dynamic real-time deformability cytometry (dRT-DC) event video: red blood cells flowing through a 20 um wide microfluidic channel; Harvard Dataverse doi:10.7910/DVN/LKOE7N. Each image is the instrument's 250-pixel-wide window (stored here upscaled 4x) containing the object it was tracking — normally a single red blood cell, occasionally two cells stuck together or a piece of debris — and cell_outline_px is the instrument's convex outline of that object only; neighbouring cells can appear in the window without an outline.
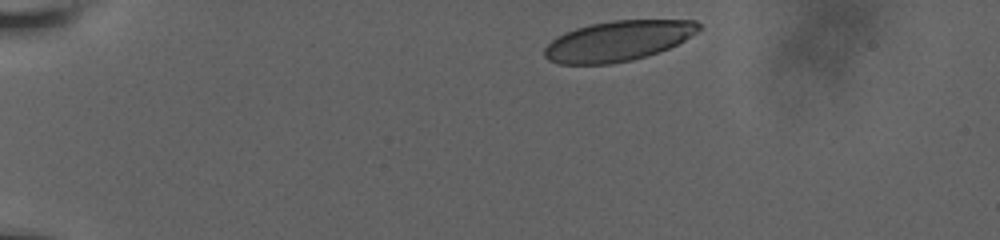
{"species": "human", "species_latin": "Homo sapiens", "temperature_condition": "room temperature", "stored_images_in_passage": 39, "camera_frame_rate_fps": 3000, "um_per_image_px": 0.085, "donor": {"sex": "male"}, "frame": {"image": 1, "passage_image": 1, "time_ms": 0.0, "image_size_px": [1000, 240], "cell_outline_px": [[700, 28], [696, 32], [684, 40], [668, 48], [632, 60], [612, 64], [560, 64], [548, 60], [544, 56], [544, 48], [556, 36], [564, 32], [576, 28], [592, 24], [612, 20], [696, 20], [700, 24]], "centroid_in_image_um": [52.49, 3.48], "position_along_channel_um": 32.5, "area_um2": 36.01}}
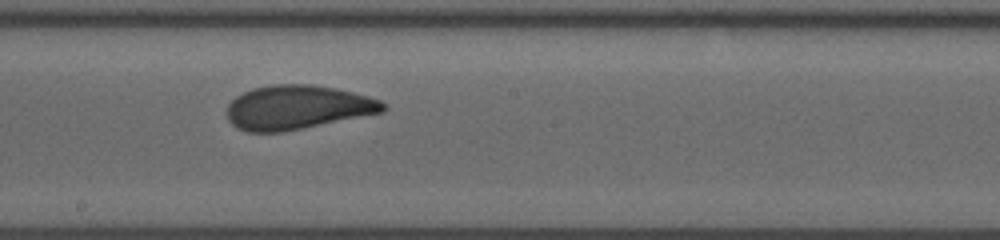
{"frame": {"image": 2, "passage_image": 23, "time_ms": 7.333, "image_size_px": [1000, 240], "cell_outline_px": [[388, 108], [384, 112], [280, 132], [248, 132], [236, 128], [228, 120], [228, 104], [236, 96], [252, 88], [272, 84], [312, 84], [336, 88], [368, 96], [380, 100]], "centroid_in_image_um": [25.27, 9.11], "position_along_channel_um": 222.9, "area_um2": 40.0}}
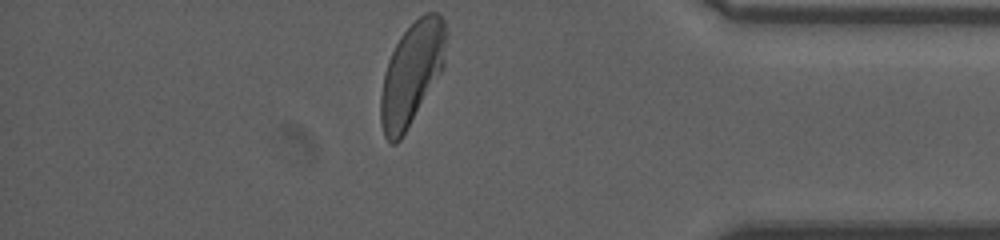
{"frame": {"image": 3, "passage_image": 39, "time_ms": 12.667, "image_size_px": [1000, 240], "cell_outline_px": [[448, 36], [444, 68], [400, 140], [396, 144], [392, 144], [384, 136], [380, 124], [380, 96], [384, 72], [388, 60], [400, 36], [424, 12], [436, 12], [444, 20], [448, 32]], "centroid_in_image_um": [35.01, 6.24], "position_along_channel_um": 400.2, "area_um2": 39.3}, "authors_computed_cell_mechanics": {"area_um2": 39.882, "velocity_mm_per_s": 3.7708, "shape_relaxation_time_tau1_ms": 6.0101, "shape_relaxation_time_tau2_ms": 0.9254, "deformation_change_tau1": 0.1673, "deformation_change_tau2": 0.0739}}